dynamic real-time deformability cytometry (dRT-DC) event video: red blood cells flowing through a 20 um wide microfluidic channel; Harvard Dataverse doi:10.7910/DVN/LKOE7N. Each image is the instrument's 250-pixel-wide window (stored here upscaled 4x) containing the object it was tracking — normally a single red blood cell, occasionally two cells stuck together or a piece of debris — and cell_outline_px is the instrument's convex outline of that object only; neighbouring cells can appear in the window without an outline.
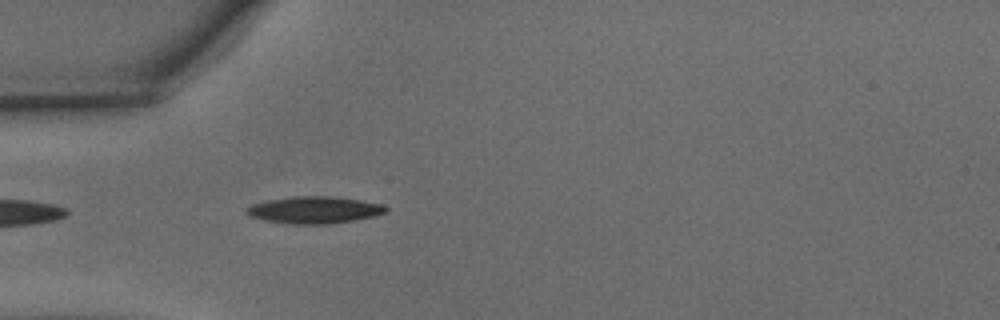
{"species": "common noctule bat (a hibernating species)", "species_latin": "Nyctalus noctula", "temperature_condition": "warm", "stored_images_in_passage": 10, "camera_frame_rate_fps": 3000, "um_per_image_px": 0.085, "animal": {"sex": "male", "body_mass_g": 15.6}, "frame": {"image": 1, "passage_image": 1, "time_ms": 0.0, "image_size_px": [1000, 320], "cell_outline_px": [[388, 212], [372, 216], [352, 220], [328, 224], [292, 224], [268, 220], [248, 216], [244, 212], [244, 208], [252, 204], [268, 200], [292, 196], [332, 196], [360, 200], [384, 204], [388, 208]], "centroid_in_image_um": [26.7, 17.83], "position_along_channel_um": 58.3, "area_um2": 21.91}}
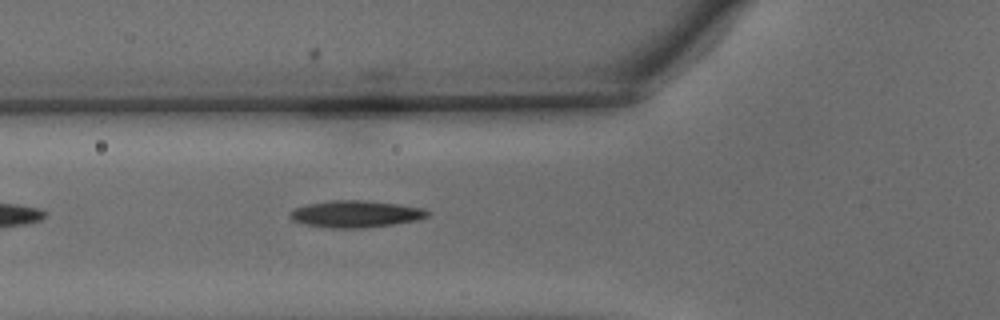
{"frame": {"image": 2, "passage_image": 4, "time_ms": 1.0, "image_size_px": [1000, 320], "cell_outline_px": [[428, 216], [420, 220], [396, 224], [360, 228], [332, 228], [304, 224], [292, 220], [288, 216], [288, 212], [292, 208], [308, 204], [332, 200], [364, 200], [400, 204], [424, 208], [428, 212]], "centroid_in_image_um": [30.22, 18.18], "position_along_channel_um": 95.6, "area_um2": 21.79}}